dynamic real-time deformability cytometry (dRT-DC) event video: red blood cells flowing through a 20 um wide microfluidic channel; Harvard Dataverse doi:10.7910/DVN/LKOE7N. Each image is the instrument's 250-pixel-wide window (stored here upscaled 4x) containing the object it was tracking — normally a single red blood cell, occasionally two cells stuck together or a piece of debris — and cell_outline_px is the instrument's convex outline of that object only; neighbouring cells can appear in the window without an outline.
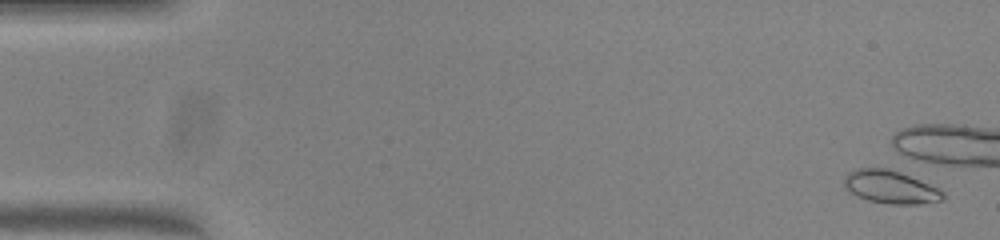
{"species": "common noctule bat (a hibernating species)", "species_latin": "Nyctalus noctula", "temperature_condition": "warm", "stored_images_in_passage": 6, "camera_frame_rate_fps": 3000, "um_per_image_px": 0.085, "animal": {"sex": "female", "body_mass_g": 23.0, "forearm_length_mm": 53.4}, "frame": {"image": 1, "passage_image": 2, "time_ms": 0.333, "image_size_px": [1000, 240], "cell_outline_px": [[944, 200], [916, 204], [892, 204], [868, 200], [856, 196], [844, 184], [844, 176], [848, 172], [856, 168], [888, 168], [900, 172], [928, 184], [944, 192]], "centroid_in_image_um": [75.67, 15.89], "position_along_channel_um": 9.3, "area_um2": 18.73}}